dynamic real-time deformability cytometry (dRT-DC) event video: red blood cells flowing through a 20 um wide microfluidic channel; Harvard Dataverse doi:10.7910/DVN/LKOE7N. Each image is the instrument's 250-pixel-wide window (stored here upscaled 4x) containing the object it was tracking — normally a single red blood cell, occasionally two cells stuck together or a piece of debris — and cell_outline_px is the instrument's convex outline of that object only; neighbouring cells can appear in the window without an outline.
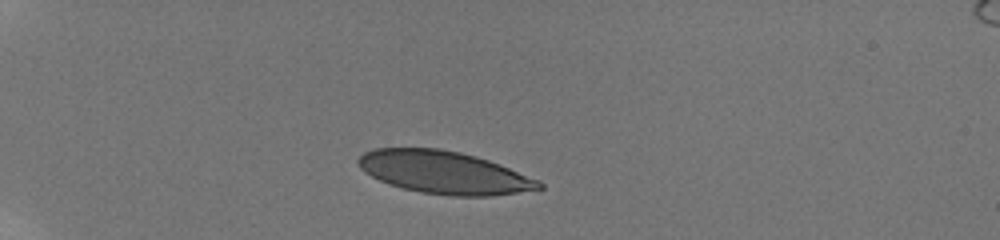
{"species": "human", "species_latin": "Homo sapiens", "temperature_condition": "room temperature", "stored_images_in_passage": 37, "camera_frame_rate_fps": 3000, "um_per_image_px": 0.085, "donor": {"sex": "male"}, "frame": {"image": 1, "passage_image": 1, "time_ms": 0.0, "image_size_px": [1000, 240], "cell_outline_px": [[544, 188], [488, 196], [452, 196], [420, 192], [388, 184], [364, 172], [360, 168], [356, 160], [364, 152], [372, 148], [440, 148], [460, 152], [476, 156], [488, 160], [540, 180], [544, 184]], "centroid_in_image_um": [37.72, 14.65], "position_along_channel_um": 47.3, "area_um2": 44.8}}
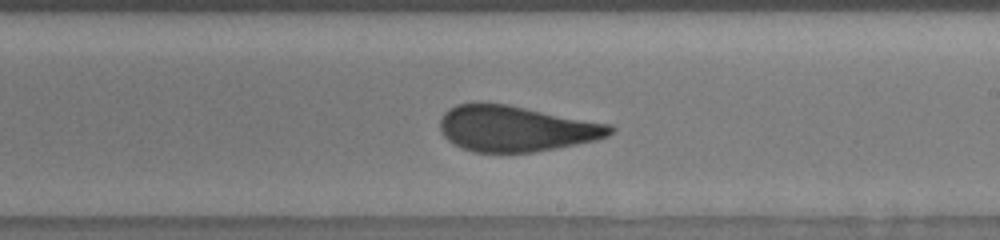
{"frame": {"image": 2, "passage_image": 21, "time_ms": 6.667, "image_size_px": [1000, 240], "cell_outline_px": [[616, 128], [608, 136], [596, 140], [556, 148], [532, 152], [472, 152], [460, 148], [448, 140], [440, 132], [440, 116], [448, 108], [456, 104], [508, 104], [612, 124]], "centroid_in_image_um": [43.85, 10.93], "position_along_channel_um": 245.1, "area_um2": 45.49}}
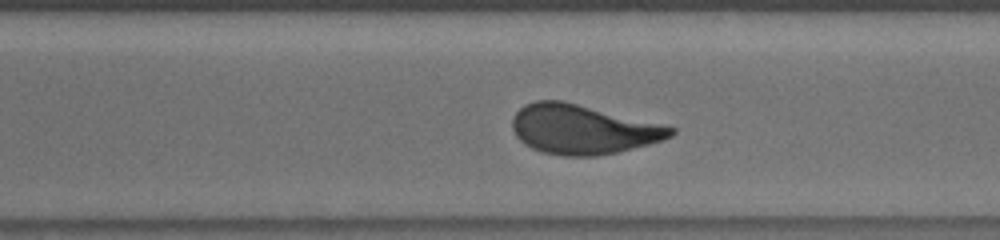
{"frame": {"image": 3, "passage_image": 27, "time_ms": 8.667, "image_size_px": [1000, 240], "cell_outline_px": [[676, 132], [672, 136], [664, 140], [616, 152], [596, 156], [564, 156], [544, 152], [532, 148], [524, 144], [516, 136], [512, 128], [512, 116], [524, 104], [536, 100], [564, 100], [668, 124], [676, 128]], "centroid_in_image_um": [49.58, 10.97], "position_along_channel_um": 321.0, "area_um2": 46.36}, "authors_computed_cell_mechanics": {"area_um2": 46.3556, "velocity_mm_per_s": 3.8037, "shape_relaxation_time_tau1_ms": 8.864, "shape_relaxation_time_tau2_ms": null, "deformation_change_tau1": 0.2433, "deformation_change_tau2": null}}